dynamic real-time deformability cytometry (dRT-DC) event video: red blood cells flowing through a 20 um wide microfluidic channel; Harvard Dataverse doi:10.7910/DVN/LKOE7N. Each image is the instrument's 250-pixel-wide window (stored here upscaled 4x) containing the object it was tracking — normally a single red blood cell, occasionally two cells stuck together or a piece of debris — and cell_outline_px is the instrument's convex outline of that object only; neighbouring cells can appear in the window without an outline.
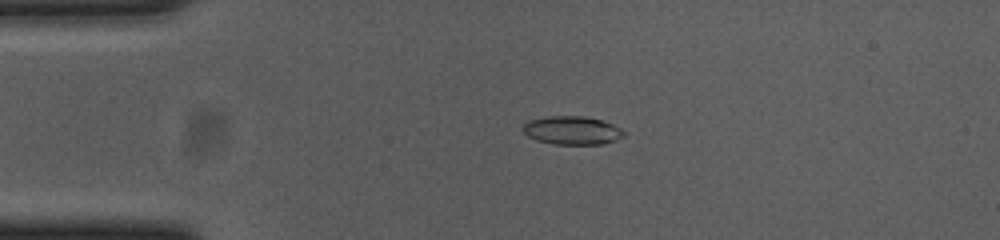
{"species": "common noctule bat (a hibernating species)", "species_latin": "Nyctalus noctula", "temperature_condition": "cold", "stored_images_in_passage": 45, "camera_frame_rate_fps": 3000, "um_per_image_px": 0.085, "animal": {"sex": "female", "body_mass_g": 23.0, "forearm_length_mm": 53.4}, "frame": {"image": 1, "passage_image": 2, "time_ms": 0.333, "image_size_px": [1000, 240], "cell_outline_px": [[628, 132], [624, 136], [616, 140], [600, 144], [552, 144], [536, 140], [528, 136], [524, 132], [524, 124], [528, 120], [548, 116], [584, 116], [600, 120], [612, 124]], "centroid_in_image_um": [48.65, 11.08], "position_along_channel_um": 36.4, "area_um2": 16.7}}
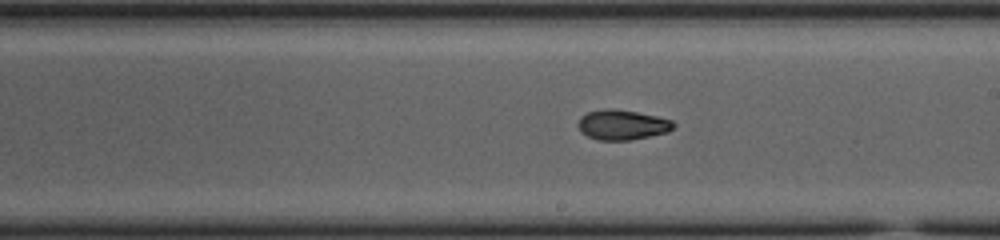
{"frame": {"image": 2, "passage_image": 21, "time_ms": 6.667, "image_size_px": [1000, 240], "cell_outline_px": [[676, 124], [668, 132], [632, 140], [600, 140], [588, 136], [580, 132], [576, 124], [580, 116], [588, 112], [604, 108], [616, 108], [656, 116], [672, 120]], "centroid_in_image_um": [52.86, 10.6], "position_along_channel_um": 236.1, "area_um2": 16.88}}
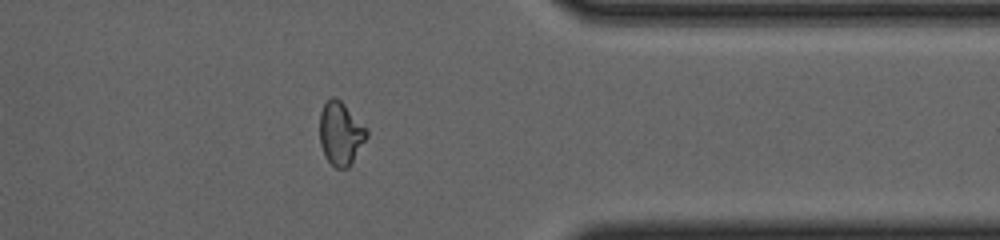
{"frame": {"image": 3, "passage_image": 34, "time_ms": 11.0, "image_size_px": [1000, 240], "cell_outline_px": [[368, 136], [348, 168], [336, 168], [324, 156], [320, 144], [320, 112], [324, 104], [332, 96], [336, 96], [368, 128]], "centroid_in_image_um": [28.96, 11.33], "position_along_channel_um": 382.4, "area_um2": 17.34}, "authors_computed_cell_mechanics": {"area_um2": 16.8776, "velocity_mm_per_s": 3.6838, "shape_relaxation_time_tau1_ms": 7.4739, "shape_relaxation_time_tau2_ms": 3.6911, "deformation_change_tau1": 0.2101, "deformation_change_tau2": 0.0839}}